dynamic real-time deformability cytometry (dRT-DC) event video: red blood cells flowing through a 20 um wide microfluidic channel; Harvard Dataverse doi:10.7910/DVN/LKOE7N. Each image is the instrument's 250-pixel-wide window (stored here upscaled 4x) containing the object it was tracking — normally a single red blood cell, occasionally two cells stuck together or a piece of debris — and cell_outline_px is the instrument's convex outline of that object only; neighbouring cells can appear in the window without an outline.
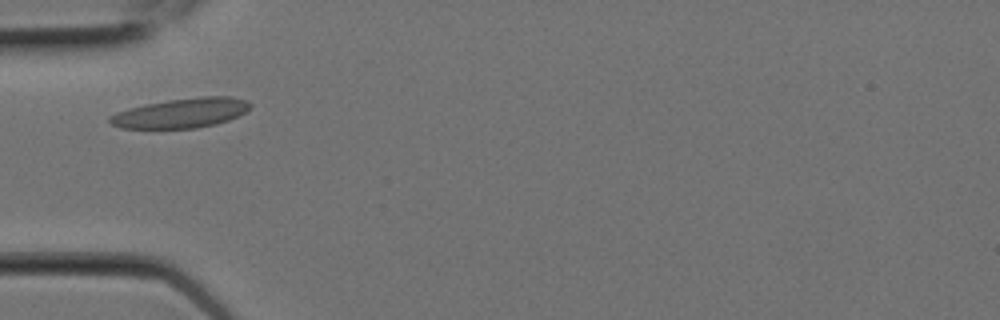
{"species": "Egyptian fruit bat (a non-hibernating species)", "species_latin": "Rousettus aegyptiacus", "temperature_condition": "room temperature", "stored_images_in_passage": 5, "camera_frame_rate_fps": 3000, "um_per_image_px": 0.085, "animal": {"sex": "female"}, "frame": {"image": 1, "passage_image": 3, "time_ms": 0.667, "image_size_px": [1000, 320], "cell_outline_px": [[252, 104], [244, 112], [228, 120], [216, 124], [196, 128], [120, 128], [112, 124], [108, 120], [108, 116], [116, 112], [128, 108], [168, 100], [200, 96], [232, 96], [248, 100]], "centroid_in_image_um": [15.4, 9.6], "position_along_channel_um": 69.6, "area_um2": 24.22}}
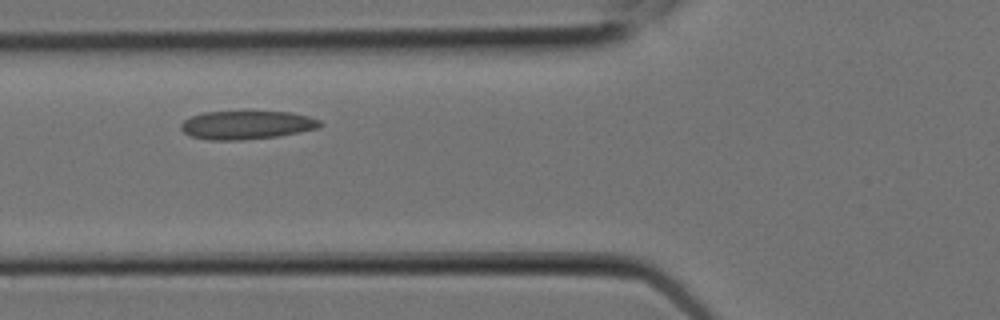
{"frame": {"image": 2, "passage_image": 4, "time_ms": 1.0, "image_size_px": [1000, 320], "cell_outline_px": [[324, 124], [320, 128], [300, 132], [276, 136], [240, 140], [208, 140], [192, 136], [184, 132], [180, 128], [180, 124], [184, 120], [192, 116], [204, 112], [288, 112], [308, 116], [320, 120]], "centroid_in_image_um": [20.98, 10.63], "position_along_channel_um": 104.8, "area_um2": 22.95}}
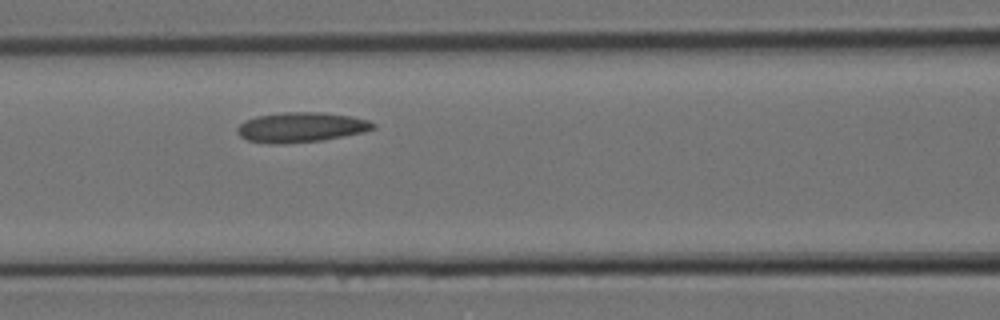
{"frame": {"image": 3, "passage_image": 5, "time_ms": 1.333, "image_size_px": [1000, 320], "cell_outline_px": [[376, 128], [364, 132], [324, 140], [284, 144], [268, 144], [248, 140], [240, 136], [236, 132], [236, 128], [244, 120], [256, 116], [284, 112], [324, 112], [352, 116], [368, 120], [376, 124]], "centroid_in_image_um": [25.59, 10.82], "position_along_channel_um": 141.0, "area_um2": 24.04}}